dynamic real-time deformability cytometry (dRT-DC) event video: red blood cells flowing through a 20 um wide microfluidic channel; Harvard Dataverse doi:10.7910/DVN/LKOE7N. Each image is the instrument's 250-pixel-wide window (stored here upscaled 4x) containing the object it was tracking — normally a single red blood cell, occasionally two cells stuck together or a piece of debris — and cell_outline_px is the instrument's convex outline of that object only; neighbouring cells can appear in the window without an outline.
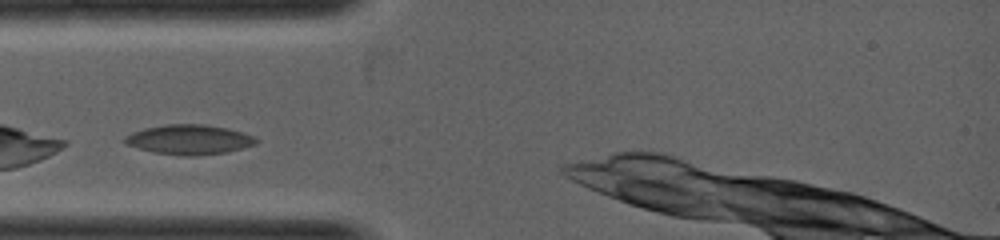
{"species": "common noctule bat (a hibernating species)", "species_latin": "Nyctalus noctula", "temperature_condition": "warm", "stored_images_in_passage": 3, "camera_frame_rate_fps": 5000, "um_per_image_px": 0.085, "animal": {"sex": "female", "body_mass_g": 19.0, "forearm_length_mm": 53.3}, "frame": {"image": 1, "passage_image": 1, "time_ms": 0.0, "image_size_px": [1000, 240], "cell_outline_px": [[256, 144], [224, 152], [196, 156], [184, 156], [152, 152], [124, 144], [124, 136], [132, 132], [144, 128], [164, 124], [204, 124], [228, 128], [256, 136]], "centroid_in_image_um": [16.04, 11.86], "position_along_channel_um": 69.0, "area_um2": 22.83}}
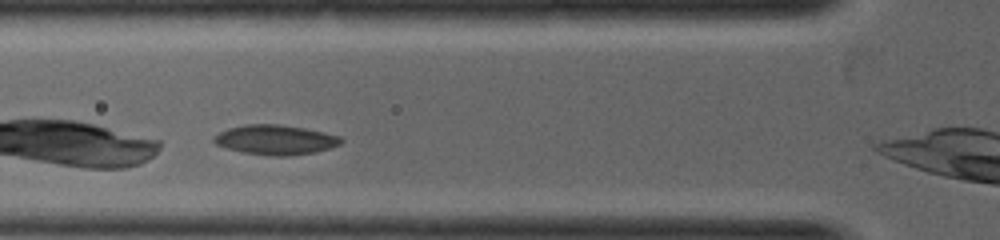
{"frame": {"image": 2, "passage_image": 2, "time_ms": 0.4, "image_size_px": [1000, 240], "cell_outline_px": [[344, 140], [340, 144], [316, 152], [288, 156], [272, 156], [244, 152], [228, 148], [216, 144], [212, 140], [212, 136], [228, 128], [244, 124], [280, 124], [304, 128], [324, 132], [340, 136]], "centroid_in_image_um": [23.41, 11.87], "position_along_channel_um": 102.4, "area_um2": 22.02}}